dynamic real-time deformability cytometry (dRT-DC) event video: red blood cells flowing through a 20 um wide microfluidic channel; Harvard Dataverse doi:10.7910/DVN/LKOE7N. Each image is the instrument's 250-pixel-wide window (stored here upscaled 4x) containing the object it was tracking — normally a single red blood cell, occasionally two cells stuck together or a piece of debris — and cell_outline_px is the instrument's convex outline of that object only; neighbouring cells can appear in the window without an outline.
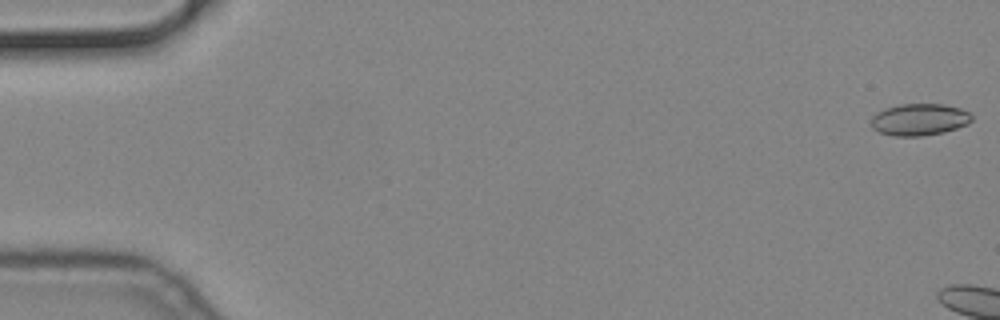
{"species": "common noctule bat (a hibernating species)", "species_latin": "Nyctalus noctula", "temperature_condition": "cold", "stored_images_in_passage": 5, "camera_frame_rate_fps": 3000, "um_per_image_px": 0.085, "animal": {"sex": "male", "body_mass_g": 19.2, "forearm_length_mm": 51.8}, "frame": {"image": 1, "passage_image": 1, "time_ms": 0.0, "image_size_px": [1000, 320], "cell_outline_px": [[972, 120], [968, 124], [944, 132], [920, 136], [892, 136], [880, 132], [872, 128], [872, 116], [884, 108], [900, 104], [944, 104], [960, 108], [968, 112], [972, 116]], "centroid_in_image_um": [78.15, 10.16], "position_along_channel_um": 6.9, "area_um2": 18.67}}